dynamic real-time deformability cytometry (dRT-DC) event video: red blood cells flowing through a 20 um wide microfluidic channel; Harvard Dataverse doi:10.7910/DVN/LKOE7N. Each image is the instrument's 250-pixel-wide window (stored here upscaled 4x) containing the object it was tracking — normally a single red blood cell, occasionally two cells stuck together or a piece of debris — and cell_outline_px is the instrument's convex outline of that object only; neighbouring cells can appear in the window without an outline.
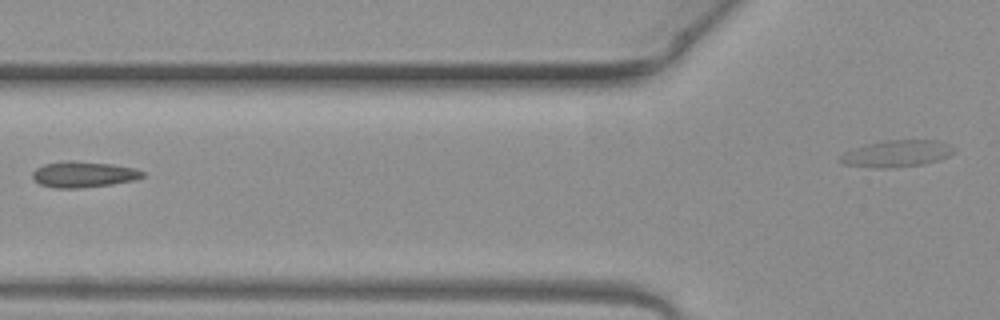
{"species": "common noctule bat (a hibernating species)", "species_latin": "Nyctalus noctula", "temperature_condition": "warm", "stored_images_in_passage": 6, "segment_of_instrument_passage": [1, 2], "camera_frame_rate_fps": 3000, "um_per_image_px": 0.085, "animal": {"sex": "female", "body_mass_g": 19.3, "forearm_length_mm": 54.1}, "frame": {"image": 1, "passage_image": 5, "time_ms": 1.333, "image_size_px": [1000, 320], "cell_outline_px": [[144, 176], [136, 180], [112, 184], [80, 188], [56, 188], [40, 184], [32, 176], [32, 172], [36, 168], [44, 164], [68, 160], [112, 164], [136, 168], [144, 172]], "centroid_in_image_um": [7.12, 14.82], "position_along_channel_um": 118.7, "area_um2": 16.65}}